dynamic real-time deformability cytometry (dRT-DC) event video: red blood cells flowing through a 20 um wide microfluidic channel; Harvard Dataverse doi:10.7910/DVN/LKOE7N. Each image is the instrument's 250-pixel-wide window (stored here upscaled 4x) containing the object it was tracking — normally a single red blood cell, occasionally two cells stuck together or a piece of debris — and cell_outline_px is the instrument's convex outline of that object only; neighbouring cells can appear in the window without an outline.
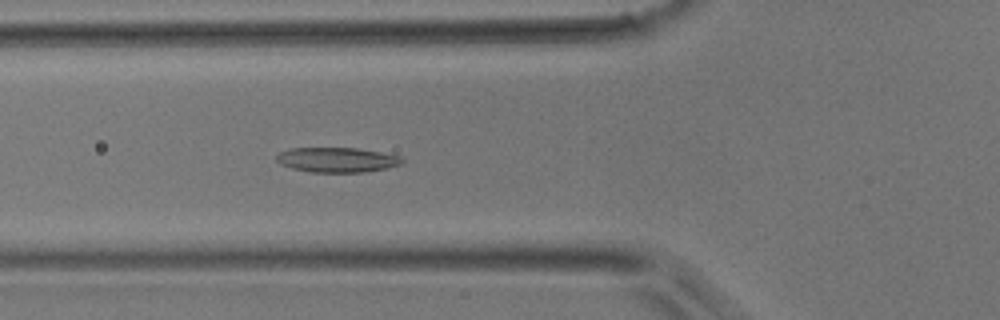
{"species": "common noctule bat (a hibernating species)", "species_latin": "Nyctalus noctula", "temperature_condition": "room temperature", "stored_images_in_passage": 38, "camera_frame_rate_fps": 3000, "um_per_image_px": 0.085, "animal": {"sex": "male", "body_mass_g": 17.9}, "frame": {"image": 1, "passage_image": 7, "time_ms": 2.0, "image_size_px": [1000, 320], "cell_outline_px": [[404, 160], [400, 164], [384, 168], [364, 172], [308, 172], [292, 168], [280, 164], [276, 160], [276, 156], [280, 152], [292, 148], [356, 148], [380, 152], [400, 156]], "centroid_in_image_um": [28.61, 13.58], "position_along_channel_um": 97.2, "area_um2": 18.03}}
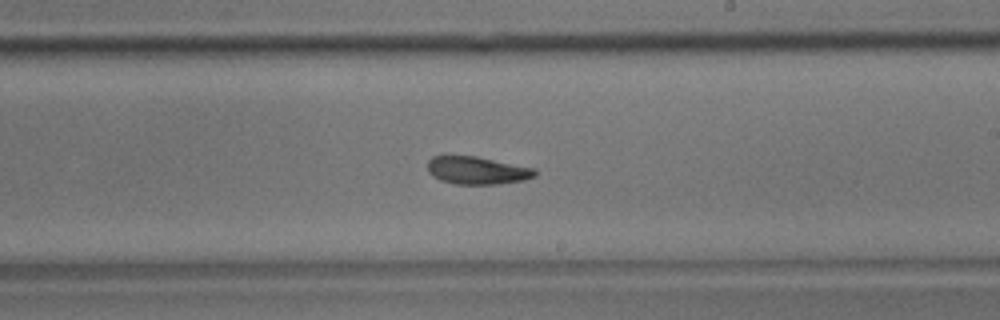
{"frame": {"image": 2, "passage_image": 18, "time_ms": 5.667, "image_size_px": [1000, 320], "cell_outline_px": [[536, 176], [524, 180], [496, 184], [456, 184], [440, 180], [432, 176], [428, 172], [428, 160], [432, 156], [476, 156], [536, 168]], "centroid_in_image_um": [40.56, 14.48], "position_along_channel_um": 248.4, "area_um2": 17.4}}
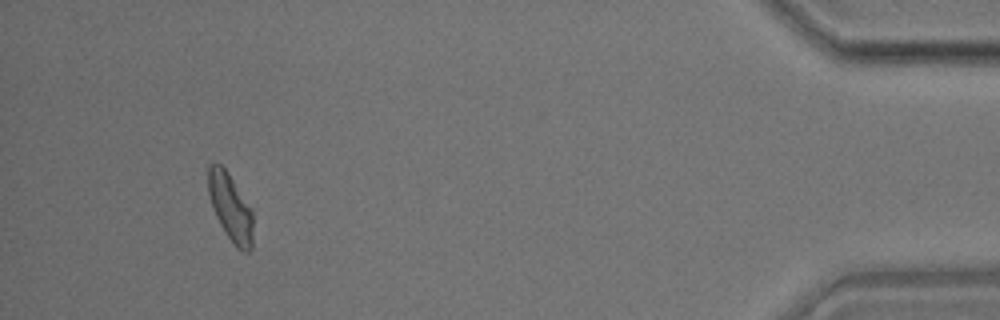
{"frame": {"image": 3, "passage_image": 35, "time_ms": 11.333, "image_size_px": [1000, 320], "cell_outline_px": [[252, 248], [248, 252], [244, 252], [236, 248], [220, 224], [212, 208], [208, 192], [208, 164], [220, 164], [228, 172], [252, 208]], "centroid_in_image_um": [19.59, 17.62], "position_along_channel_um": 415.6, "area_um2": 17.63}}